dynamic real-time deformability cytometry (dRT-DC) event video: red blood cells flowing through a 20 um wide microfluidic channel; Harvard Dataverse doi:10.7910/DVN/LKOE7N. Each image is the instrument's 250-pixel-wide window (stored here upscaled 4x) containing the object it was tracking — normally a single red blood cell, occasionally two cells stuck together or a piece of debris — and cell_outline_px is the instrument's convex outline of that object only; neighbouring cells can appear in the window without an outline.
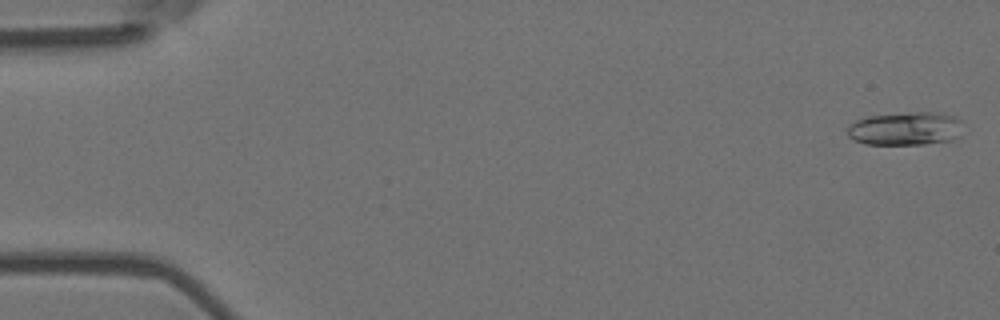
{"species": "Egyptian fruit bat (a non-hibernating species)", "species_latin": "Rousettus aegyptiacus", "temperature_condition": "room temperature", "stored_images_in_passage": 55, "camera_frame_rate_fps": 3000, "um_per_image_px": 0.085, "animal": {"sex": "female"}, "frame": {"image": 1, "passage_image": 1, "time_ms": 0.0, "image_size_px": [1000, 320], "cell_outline_px": [[960, 136], [952, 140], [924, 144], [864, 144], [852, 140], [848, 136], [848, 124], [864, 116], [912, 112], [944, 112], [956, 116], [960, 120]], "centroid_in_image_um": [76.95, 10.92], "position_along_channel_um": 8.1, "area_um2": 22.83}}
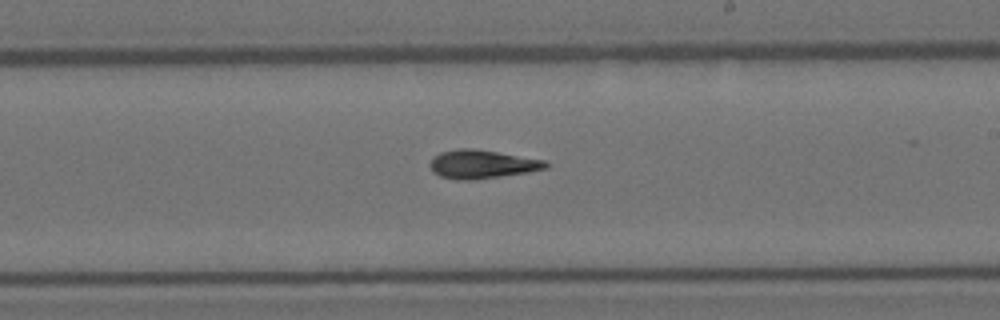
{"frame": {"image": 2, "passage_image": 32, "time_ms": 10.333, "image_size_px": [1000, 320], "cell_outline_px": [[548, 168], [528, 172], [476, 180], [456, 180], [440, 176], [432, 172], [428, 164], [432, 156], [440, 152], [460, 148], [472, 148], [544, 160], [548, 164]], "centroid_in_image_um": [40.9, 13.97], "position_along_channel_um": 248.1, "area_um2": 19.36}}
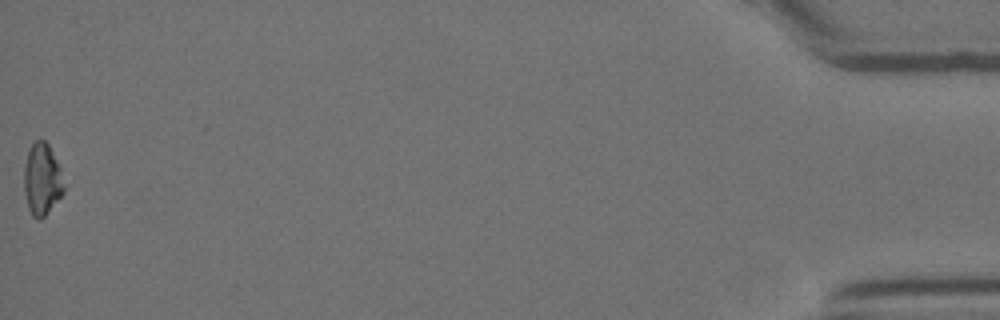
{"frame": {"image": 3, "passage_image": 55, "time_ms": 18.0, "image_size_px": [1000, 320], "cell_outline_px": [[64, 192], [44, 216], [40, 220], [32, 216], [28, 208], [24, 192], [24, 164], [28, 152], [32, 144], [36, 140], [44, 140], [48, 144], [56, 164], [64, 188]], "centroid_in_image_um": [3.52, 15.28], "position_along_channel_um": 431.7, "area_um2": 16.07}, "authors_computed_cell_mechanics": {"area_um2": 18.8428, "velocity_mm_per_s": 3.6718, "shape_relaxation_time_tau1_ms": null, "shape_relaxation_time_tau2_ms": 9.0765, "deformation_change_tau1": null, "deformation_change_tau2": 0.207}}